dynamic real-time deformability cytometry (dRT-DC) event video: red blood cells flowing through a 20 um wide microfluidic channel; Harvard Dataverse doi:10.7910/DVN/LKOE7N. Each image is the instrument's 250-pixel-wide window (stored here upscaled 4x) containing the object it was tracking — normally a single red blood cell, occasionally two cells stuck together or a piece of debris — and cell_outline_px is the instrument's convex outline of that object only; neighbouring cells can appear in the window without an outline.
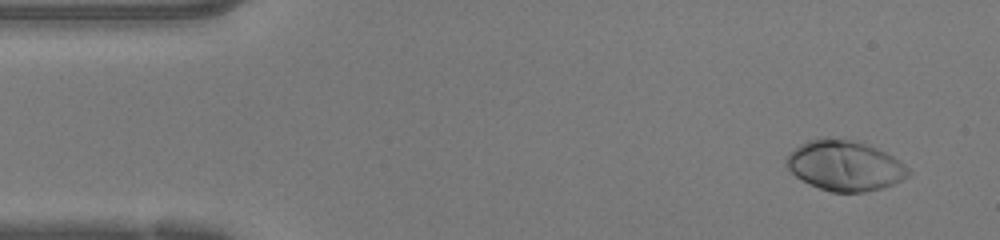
{"species": "human", "species_latin": "Homo sapiens", "temperature_condition": "warm", "stored_images_in_passage": 45, "camera_frame_rate_fps": 3000, "um_per_image_px": 0.085, "donor": {"sex": "female"}, "frame": {"image": 1, "passage_image": 1, "time_ms": 0.0, "image_size_px": [1000, 240], "cell_outline_px": [[912, 172], [908, 176], [884, 188], [864, 192], [832, 192], [808, 184], [796, 176], [784, 164], [784, 160], [788, 152], [800, 144], [808, 140], [824, 136], [832, 136], [864, 140], [900, 160]], "centroid_in_image_um": [71.79, 14.03], "position_along_channel_um": 13.2, "area_um2": 36.7}}
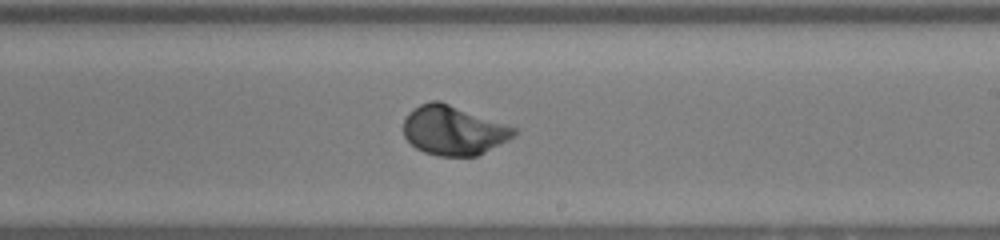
{"frame": {"image": 2, "passage_image": 25, "time_ms": 8.0, "image_size_px": [1000, 240], "cell_outline_px": [[520, 132], [516, 136], [476, 156], [440, 156], [424, 152], [416, 148], [404, 136], [404, 120], [408, 112], [412, 108], [420, 104], [432, 100], [440, 100], [520, 128]], "centroid_in_image_um": [38.59, 11.06], "position_along_channel_um": 250.4, "area_um2": 32.25}}
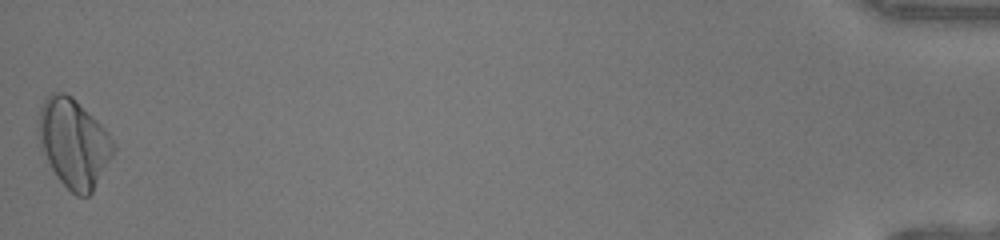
{"frame": {"image": 3, "passage_image": 45, "time_ms": 14.667, "image_size_px": [1000, 240], "cell_outline_px": [[116, 148], [112, 156], [92, 192], [88, 196], [76, 196], [56, 176], [40, 148], [40, 108], [44, 100], [52, 92], [64, 92], [72, 96], [108, 132], [116, 144]], "centroid_in_image_um": [6.29, 12.17], "position_along_channel_um": 428.9, "area_um2": 38.15}, "authors_computed_cell_mechanics": {"area_um2": 31.9634, "velocity_mm_per_s": 4.2462, "shape_relaxation_time_tau1_ms": 2.503, "shape_relaxation_time_tau2_ms": null, "deformation_change_tau1": 0.1726, "deformation_change_tau2": null}}